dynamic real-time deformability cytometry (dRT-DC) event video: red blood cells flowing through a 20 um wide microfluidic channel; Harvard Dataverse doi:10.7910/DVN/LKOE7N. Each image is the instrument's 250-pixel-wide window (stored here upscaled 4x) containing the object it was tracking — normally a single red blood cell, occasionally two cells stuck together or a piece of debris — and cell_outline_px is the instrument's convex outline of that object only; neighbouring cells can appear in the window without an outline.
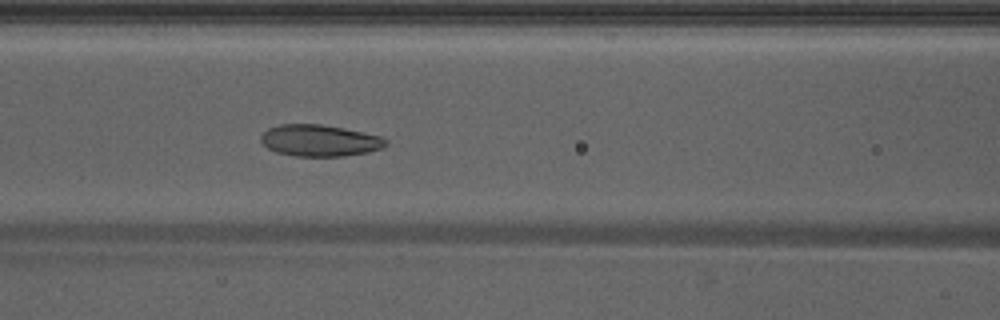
{"species": "Egyptian fruit bat (a non-hibernating species)", "species_latin": "Rousettus aegyptiacus", "temperature_condition": "warm", "stored_images_in_passage": 48, "camera_frame_rate_fps": 3000, "um_per_image_px": 0.085, "animal": {"sex": "male"}, "frame": {"image": 1, "passage_image": 21, "time_ms": 6.667, "image_size_px": [1000, 320], "cell_outline_px": [[388, 144], [384, 148], [368, 152], [344, 156], [296, 156], [276, 152], [268, 148], [260, 140], [260, 136], [268, 128], [280, 124], [320, 124], [344, 128], [364, 132], [380, 136], [388, 140]], "centroid_in_image_um": [27.19, 11.94], "position_along_channel_um": 139.4, "area_um2": 23.12}}
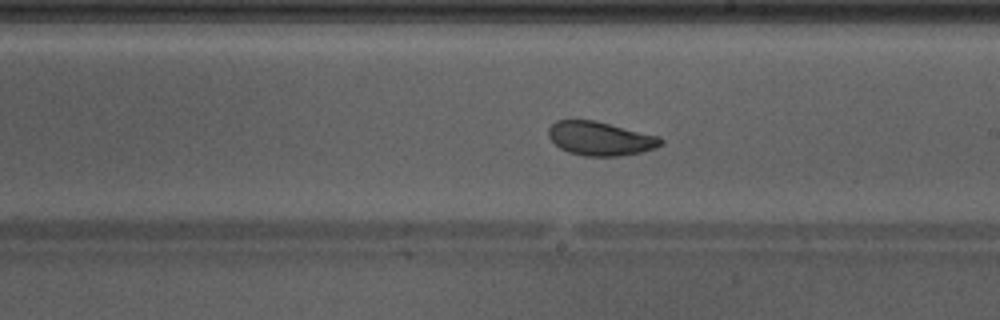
{"frame": {"image": 2, "passage_image": 28, "time_ms": 9.0, "image_size_px": [1000, 320], "cell_outline_px": [[664, 144], [656, 148], [640, 152], [620, 156], [584, 156], [568, 152], [560, 148], [548, 136], [548, 128], [556, 120], [596, 120], [660, 136], [664, 140]], "centroid_in_image_um": [51.05, 11.77], "position_along_channel_um": 237.9, "area_um2": 22.37}, "authors_computed_cell_mechanics": {"area_um2": 24.1026, "velocity_mm_per_s": 4.2368, "shape_relaxation_time_tau1_ms": 2.6739, "shape_relaxation_time_tau2_ms": 1.2209, "deformation_change_tau1": 0.1163, "deformation_change_tau2": 0.0646}}